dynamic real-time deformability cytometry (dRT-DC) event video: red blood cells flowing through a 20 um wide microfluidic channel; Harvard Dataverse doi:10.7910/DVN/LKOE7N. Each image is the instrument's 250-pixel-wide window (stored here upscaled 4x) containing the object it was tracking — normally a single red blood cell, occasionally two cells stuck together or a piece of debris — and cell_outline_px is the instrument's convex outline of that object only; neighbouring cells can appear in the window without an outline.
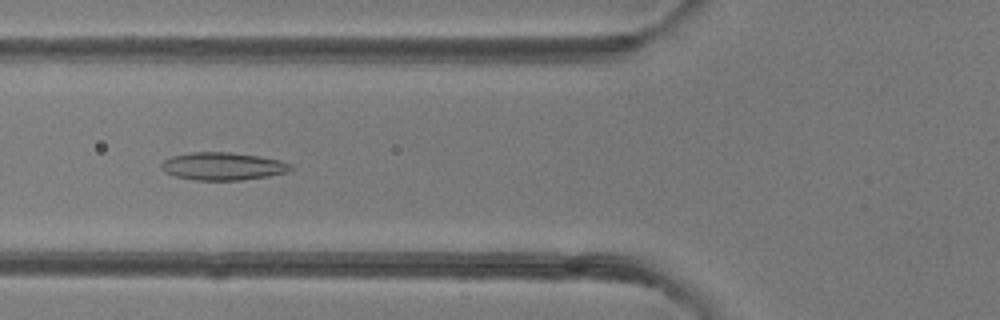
{"species": "common noctule bat (a hibernating species)", "species_latin": "Nyctalus noctula", "temperature_condition": "room temperature", "stored_images_in_passage": 42, "camera_frame_rate_fps": 3000, "um_per_image_px": 0.085, "animal": {"sex": "female"}, "frame": {"image": 1, "passage_image": 18, "time_ms": 5.667, "image_size_px": [1000, 320], "cell_outline_px": [[292, 168], [288, 172], [268, 176], [240, 180], [196, 180], [176, 176], [164, 172], [160, 168], [160, 164], [164, 160], [172, 156], [188, 152], [232, 152], [260, 156], [280, 160], [292, 164]], "centroid_in_image_um": [18.93, 14.12], "position_along_channel_um": 106.9, "area_um2": 21.04}}
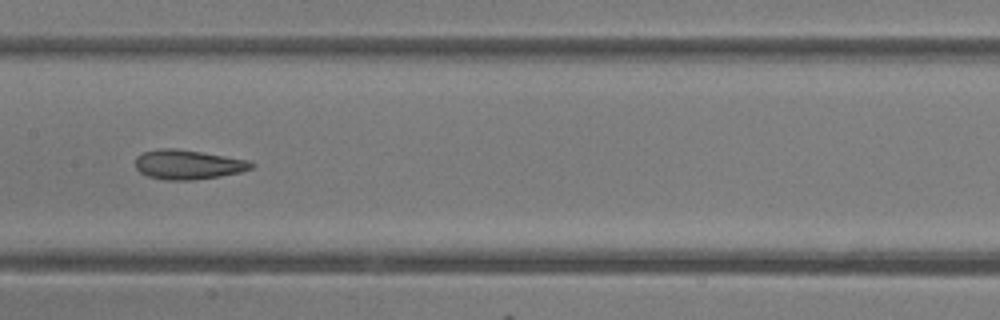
{"frame": {"image": 2, "passage_image": 24, "time_ms": 7.667, "image_size_px": [1000, 320], "cell_outline_px": [[256, 164], [252, 168], [240, 172], [220, 176], [192, 180], [164, 180], [148, 176], [140, 172], [136, 168], [136, 156], [144, 152], [160, 148], [176, 148], [252, 160]], "centroid_in_image_um": [16.01, 13.98], "position_along_channel_um": 191.4, "area_um2": 20.06}}
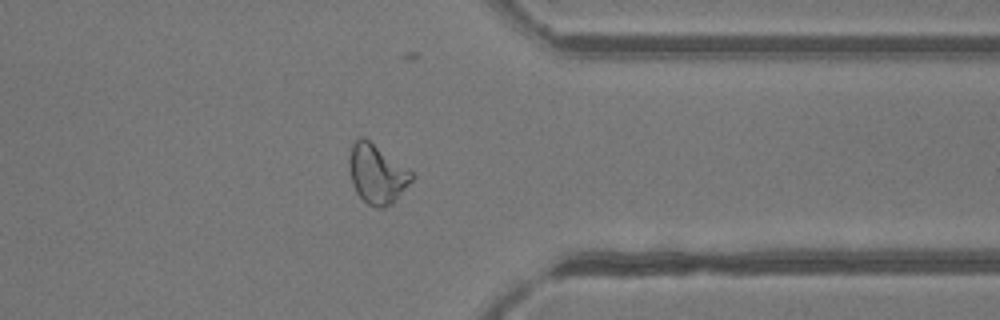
{"frame": {"image": 3, "passage_image": 38, "time_ms": 12.333, "image_size_px": [1000, 320], "cell_outline_px": [[416, 176], [392, 204], [384, 208], [376, 208], [368, 204], [356, 192], [352, 184], [348, 168], [348, 160], [352, 144], [360, 136], [364, 136], [412, 172]], "centroid_in_image_um": [32.02, 14.79], "position_along_channel_um": 379.4, "area_um2": 21.62}, "authors_computed_cell_mechanics": {"area_um2": 21.5305, "velocity_mm_per_s": 4.2046, "shape_relaxation_time_tau1_ms": 11.2181, "shape_relaxation_time_tau2_ms": 2.4253, "deformation_change_tau1": 0.2352, "deformation_change_tau2": 0.103}}